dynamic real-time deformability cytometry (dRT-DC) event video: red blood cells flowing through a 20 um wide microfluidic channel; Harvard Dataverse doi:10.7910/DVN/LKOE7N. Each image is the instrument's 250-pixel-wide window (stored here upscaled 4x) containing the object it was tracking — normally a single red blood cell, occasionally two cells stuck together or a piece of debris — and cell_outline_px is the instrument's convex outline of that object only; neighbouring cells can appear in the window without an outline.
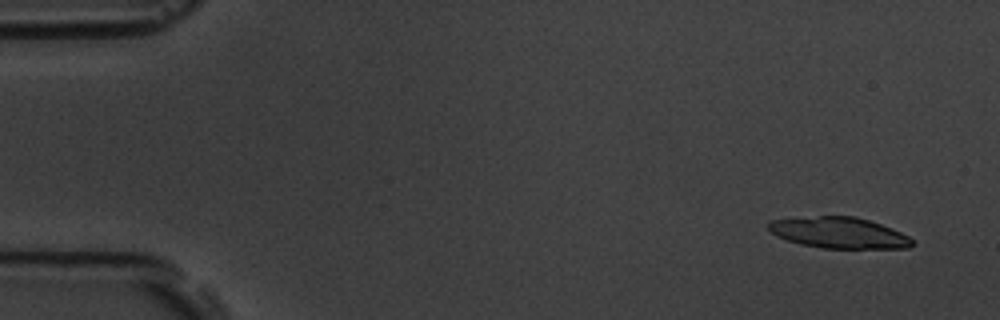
{"species": "common noctule bat (a hibernating species)", "species_latin": "Nyctalus noctula", "temperature_condition": "room temperature", "stored_images_in_passage": 4, "camera_frame_rate_fps": 3000, "um_per_image_px": 0.085, "animal": {"sex": "male", "body_mass_g": 19.5, "forearm_length_mm": 54.6}, "frame": {"image": 1, "passage_image": 1, "time_ms": 0.0, "image_size_px": [1000, 320], "cell_outline_px": [[916, 244], [908, 248], [824, 248], [800, 244], [776, 236], [768, 228], [768, 220], [820, 216], [852, 216], [868, 220], [892, 228], [908, 236]], "centroid_in_image_um": [71.32, 19.79], "position_along_channel_um": 13.7, "area_um2": 25.84}}